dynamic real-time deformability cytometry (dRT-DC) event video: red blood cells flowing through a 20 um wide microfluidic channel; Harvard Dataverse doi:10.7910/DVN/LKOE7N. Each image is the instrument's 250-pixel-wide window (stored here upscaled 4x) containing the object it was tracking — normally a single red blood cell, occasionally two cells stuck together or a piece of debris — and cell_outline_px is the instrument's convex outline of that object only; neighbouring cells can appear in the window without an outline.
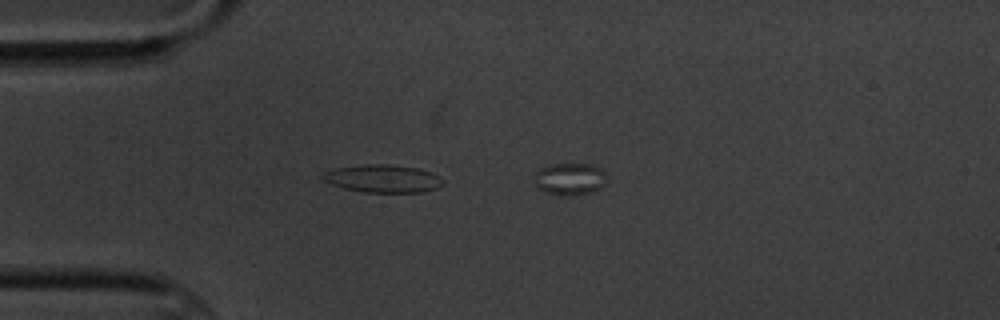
{"species": "common noctule bat (a hibernating species)", "species_latin": "Nyctalus noctula", "temperature_condition": "cold", "stored_images_in_passage": 2, "camera_frame_rate_fps": 3000, "um_per_image_px": 0.085, "animal": {"sex": "male", "body_mass_g": 20.1, "forearm_length_mm": 53.5}, "frame": {"image": 1, "passage_image": 1, "time_ms": 0.0, "image_size_px": [1000, 320], "cell_outline_px": [[608, 176], [604, 184], [600, 188], [592, 192], [568, 196], [560, 196], [544, 192], [536, 184], [536, 172], [540, 168], [548, 164], [588, 164], [600, 168]], "centroid_in_image_um": [48.45, 15.22], "position_along_channel_um": 36.5, "area_um2": 13.58}}